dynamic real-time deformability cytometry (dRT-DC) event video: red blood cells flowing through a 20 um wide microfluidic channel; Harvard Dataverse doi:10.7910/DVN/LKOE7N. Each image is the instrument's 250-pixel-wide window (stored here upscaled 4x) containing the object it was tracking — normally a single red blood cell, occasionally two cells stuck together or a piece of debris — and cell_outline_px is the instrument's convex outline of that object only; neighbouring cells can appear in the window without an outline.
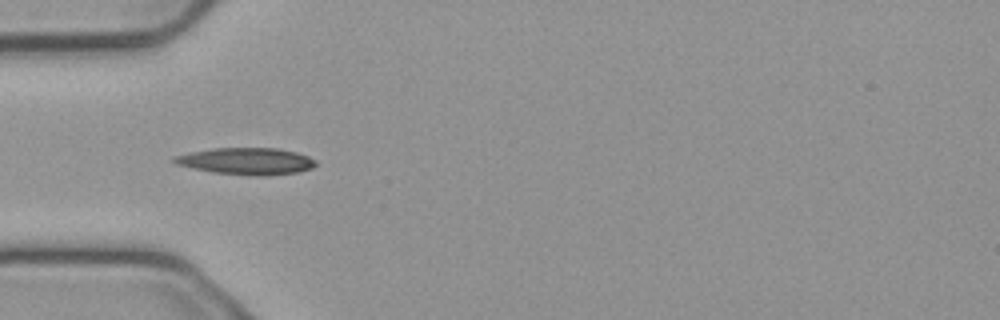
{"species": "common noctule bat (a hibernating species)", "species_latin": "Nyctalus noctula", "temperature_condition": "cold", "stored_images_in_passage": 5, "camera_frame_rate_fps": 3000, "um_per_image_px": 0.085, "animal": {"sex": "male", "body_mass_g": 23.1, "forearm_length_mm": 52.7}, "frame": {"image": 1, "passage_image": 3, "time_ms": 0.667, "image_size_px": [1000, 320], "cell_outline_px": [[316, 164], [312, 168], [296, 172], [264, 176], [212, 172], [192, 168], [176, 164], [172, 160], [172, 156], [188, 152], [212, 148], [276, 148], [296, 152], [308, 156], [316, 160]], "centroid_in_image_um": [20.91, 13.69], "position_along_channel_um": 64.1, "area_um2": 22.08}}
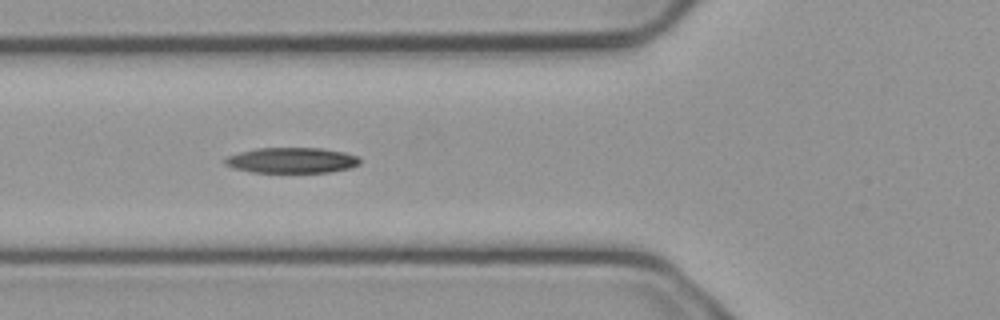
{"frame": {"image": 2, "passage_image": 4, "time_ms": 1.0, "image_size_px": [1000, 320], "cell_outline_px": [[360, 164], [352, 168], [328, 172], [252, 172], [232, 168], [224, 164], [224, 160], [228, 156], [240, 152], [256, 148], [320, 148], [344, 152], [356, 156], [360, 160]], "centroid_in_image_um": [24.79, 13.63], "position_along_channel_um": 101.0, "area_um2": 20.06}}
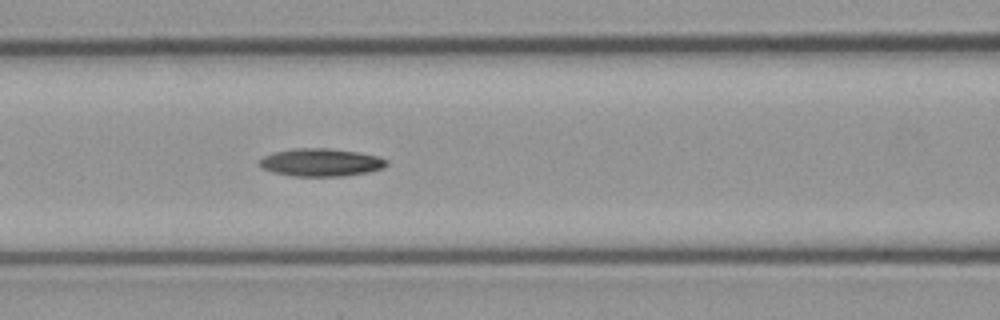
{"frame": {"image": 3, "passage_image": 5, "time_ms": 1.333, "image_size_px": [1000, 320], "cell_outline_px": [[388, 164], [384, 168], [368, 172], [344, 176], [292, 176], [272, 172], [260, 168], [256, 164], [264, 156], [276, 152], [292, 148], [328, 148], [356, 152], [380, 156], [388, 160]], "centroid_in_image_um": [27.27, 13.81], "position_along_channel_um": 139.3, "area_um2": 20.81}}